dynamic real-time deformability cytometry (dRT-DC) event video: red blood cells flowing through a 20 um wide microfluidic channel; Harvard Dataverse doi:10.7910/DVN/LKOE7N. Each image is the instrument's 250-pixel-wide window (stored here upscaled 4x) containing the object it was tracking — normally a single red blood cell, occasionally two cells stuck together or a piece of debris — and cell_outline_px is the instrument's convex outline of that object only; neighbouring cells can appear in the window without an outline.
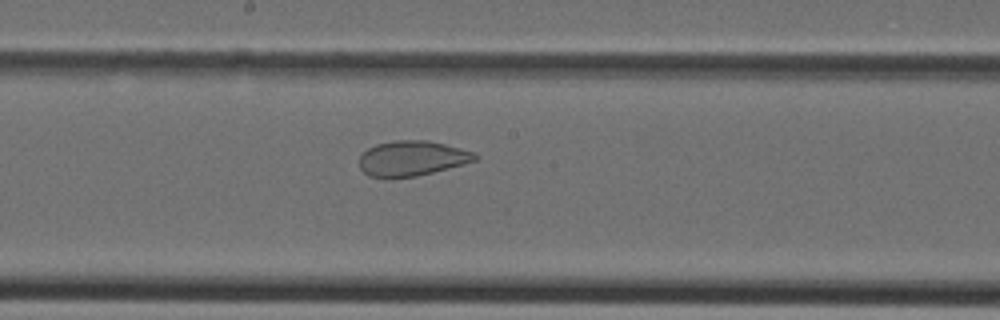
{"species": "Egyptian fruit bat (a non-hibernating species)", "species_latin": "Rousettus aegyptiacus", "temperature_condition": "cold", "stored_images_in_passage": 39, "camera_frame_rate_fps": 3000, "um_per_image_px": 0.085, "animal": {"sex": "female"}, "frame": {"image": 1, "passage_image": 21, "time_ms": 6.667, "image_size_px": [1000, 320], "cell_outline_px": [[480, 156], [476, 160], [464, 164], [416, 176], [368, 176], [360, 168], [360, 156], [368, 148], [376, 144], [396, 140], [428, 140], [476, 152]], "centroid_in_image_um": [35.06, 13.43], "position_along_channel_um": 213.1, "area_um2": 23.35}}
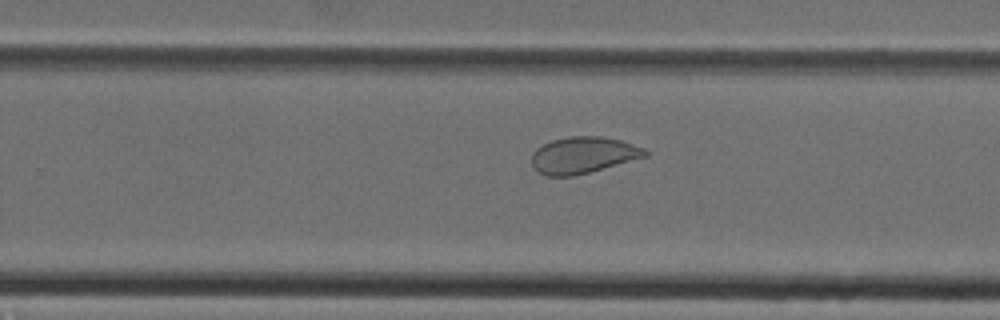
{"frame": {"image": 2, "passage_image": 25, "time_ms": 8.0, "image_size_px": [1000, 320], "cell_outline_px": [[648, 156], [588, 172], [572, 176], [548, 176], [532, 168], [532, 152], [536, 148], [552, 140], [568, 136], [600, 136], [620, 140], [644, 148], [648, 152]], "centroid_in_image_um": [49.54, 13.17], "position_along_channel_um": 280.3, "area_um2": 23.99}}
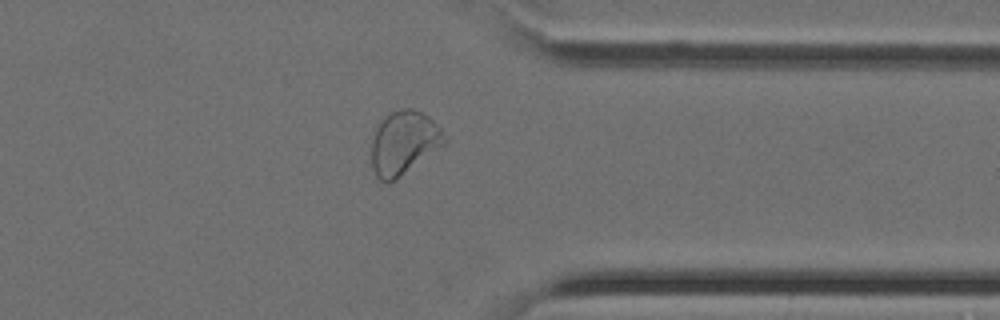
{"frame": {"image": 3, "passage_image": 31, "time_ms": 10.0, "image_size_px": [1000, 320], "cell_outline_px": [[448, 140], [444, 144], [388, 184], [380, 180], [376, 176], [372, 168], [372, 140], [376, 128], [380, 120], [392, 112], [400, 108], [412, 108], [428, 116], [440, 128]], "centroid_in_image_um": [34.3, 12.12], "position_along_channel_um": 377.1, "area_um2": 26.59}}